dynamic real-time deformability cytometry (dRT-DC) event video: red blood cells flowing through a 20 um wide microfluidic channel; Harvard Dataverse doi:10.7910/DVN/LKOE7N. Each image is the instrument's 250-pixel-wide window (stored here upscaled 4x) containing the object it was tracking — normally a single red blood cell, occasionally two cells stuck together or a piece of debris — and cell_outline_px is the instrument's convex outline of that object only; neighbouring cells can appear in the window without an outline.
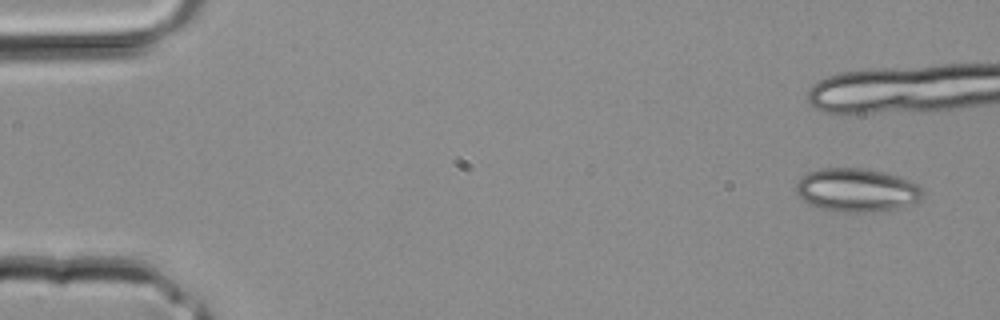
{"species": "common noctule bat (a hibernating species)", "species_latin": "Nyctalus noctula", "temperature_condition": "room temperature", "stored_images_in_passage": 5, "camera_frame_rate_fps": 3000, "um_per_image_px": 0.085, "animal": {"sex": "male", "body_mass_g": 20.4}, "frame": {"image": 1, "passage_image": 1, "time_ms": 0.0, "image_size_px": [1000, 320], "cell_outline_px": [[924, 196], [920, 200], [900, 208], [880, 212], [844, 212], [824, 208], [808, 204], [800, 200], [796, 192], [796, 184], [800, 176], [808, 172], [820, 168], [860, 168], [884, 172], [912, 180], [924, 192]], "centroid_in_image_um": [72.82, 16.16], "position_along_channel_um": 12.2, "area_um2": 32.43}}